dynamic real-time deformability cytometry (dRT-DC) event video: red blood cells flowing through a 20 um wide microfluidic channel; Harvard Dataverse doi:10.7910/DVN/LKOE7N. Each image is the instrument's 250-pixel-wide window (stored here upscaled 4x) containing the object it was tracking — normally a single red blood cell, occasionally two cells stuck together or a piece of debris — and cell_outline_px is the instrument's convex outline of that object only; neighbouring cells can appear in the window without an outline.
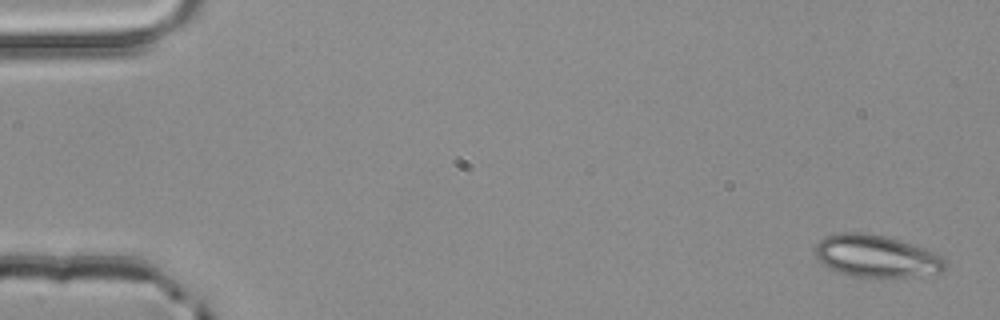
{"species": "common noctule bat (a hibernating species)", "species_latin": "Nyctalus noctula", "temperature_condition": "room temperature", "stored_images_in_passage": 4, "camera_frame_rate_fps": 3000, "um_per_image_px": 0.085, "animal": {"sex": "male", "body_mass_g": 20.4}, "frame": {"image": 1, "passage_image": 1, "time_ms": 0.0, "image_size_px": [1000, 320], "cell_outline_px": [[948, 264], [936, 276], [856, 276], [840, 272], [824, 264], [816, 256], [816, 244], [824, 236], [844, 232], [864, 232], [884, 236], [900, 240], [936, 252], [948, 260]], "centroid_in_image_um": [74.58, 21.76], "position_along_channel_um": 10.4, "area_um2": 31.91}}